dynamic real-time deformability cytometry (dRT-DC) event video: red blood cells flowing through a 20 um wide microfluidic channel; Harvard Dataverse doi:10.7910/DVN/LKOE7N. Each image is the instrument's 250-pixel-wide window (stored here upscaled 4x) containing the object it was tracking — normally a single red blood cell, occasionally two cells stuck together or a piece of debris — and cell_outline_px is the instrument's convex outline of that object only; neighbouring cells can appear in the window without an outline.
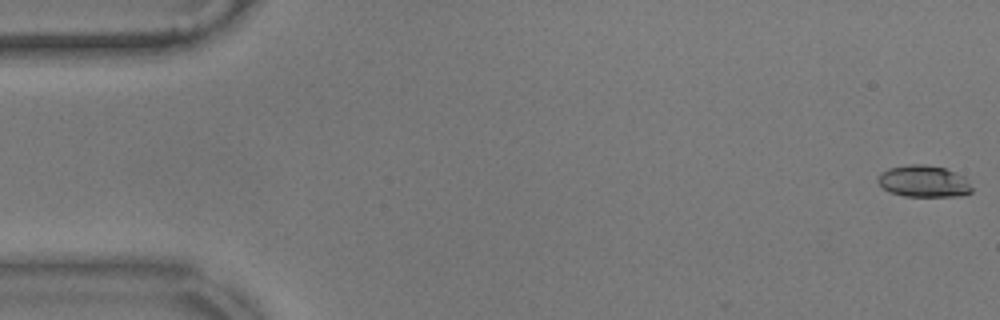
{"species": "common noctule bat (a hibernating species)", "species_latin": "Nyctalus noctula", "temperature_condition": "warm", "stored_images_in_passage": 44, "camera_frame_rate_fps": 3000, "um_per_image_px": 0.085, "animal": {"sex": "male", "body_mass_g": 17.9}, "frame": {"image": 1, "passage_image": 1, "time_ms": 0.0, "image_size_px": [1000, 320], "cell_outline_px": [[972, 192], [960, 196], [904, 196], [888, 192], [876, 180], [880, 172], [888, 168], [908, 164], [924, 164], [944, 168], [964, 176], [972, 188]], "centroid_in_image_um": [78.49, 15.41], "position_along_channel_um": 6.5, "area_um2": 17.46}}
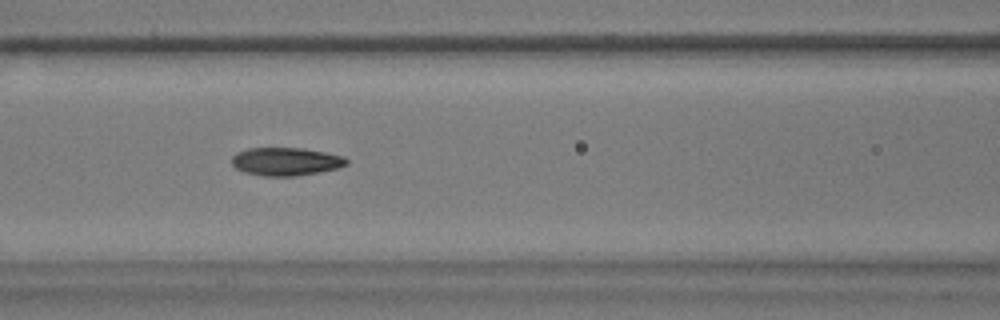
{"frame": {"image": 2, "passage_image": 24, "time_ms": 7.667, "image_size_px": [1000, 320], "cell_outline_px": [[348, 164], [336, 168], [320, 172], [296, 176], [264, 176], [244, 172], [236, 168], [232, 164], [232, 156], [236, 152], [248, 148], [300, 148], [324, 152], [344, 156], [348, 160]], "centroid_in_image_um": [24.28, 13.73], "position_along_channel_um": 142.3, "area_um2": 18.79}}
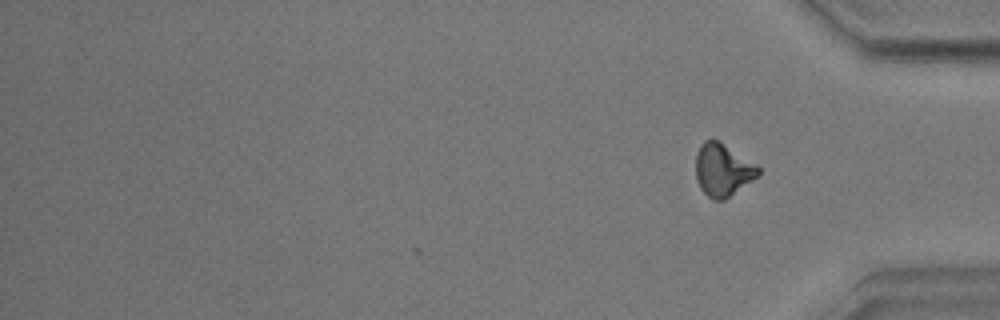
{"frame": {"image": 3, "passage_image": 44, "time_ms": 14.333, "image_size_px": [1000, 320], "cell_outline_px": [[760, 172], [752, 180], [724, 200], [712, 200], [700, 188], [696, 180], [696, 152], [700, 144], [704, 140], [720, 140], [756, 164], [760, 168]], "centroid_in_image_um": [61.41, 14.42], "position_along_channel_um": 373.8, "area_um2": 19.19}, "authors_computed_cell_mechanics": {"area_um2": 18.2648, "velocity_mm_per_s": 3.541, "shape_relaxation_time_tau1_ms": 4.8766, "shape_relaxation_time_tau2_ms": 2.6265, "deformation_change_tau1": 0.1633, "deformation_change_tau2": 0.1025}}